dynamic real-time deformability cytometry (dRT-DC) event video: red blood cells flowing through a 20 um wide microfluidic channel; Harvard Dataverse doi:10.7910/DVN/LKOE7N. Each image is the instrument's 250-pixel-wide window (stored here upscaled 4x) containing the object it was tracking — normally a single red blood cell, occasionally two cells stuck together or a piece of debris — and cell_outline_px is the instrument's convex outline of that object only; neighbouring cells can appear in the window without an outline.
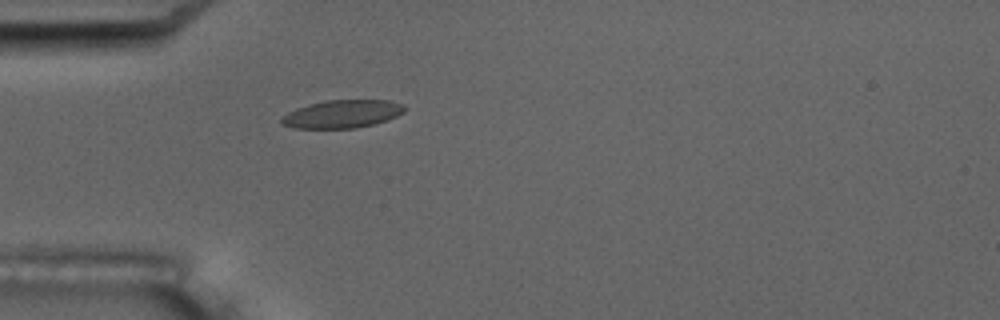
{"species": "common noctule bat (a hibernating species)", "species_latin": "Nyctalus noctula", "temperature_condition": "room temperature", "stored_images_in_passage": 5, "camera_frame_rate_fps": 3000, "um_per_image_px": 0.085, "animal": {"sex": "male", "body_mass_g": 17.5, "forearm_length_mm": 52.3}, "frame": {"image": 1, "passage_image": 5, "time_ms": 4.667, "image_size_px": [1000, 320], "cell_outline_px": [[408, 108], [404, 112], [388, 120], [376, 124], [356, 128], [292, 128], [280, 124], [280, 116], [296, 108], [308, 104], [328, 100], [388, 100], [404, 104]], "centroid_in_image_um": [29.09, 9.69], "position_along_channel_um": 55.9, "area_um2": 20.4}}